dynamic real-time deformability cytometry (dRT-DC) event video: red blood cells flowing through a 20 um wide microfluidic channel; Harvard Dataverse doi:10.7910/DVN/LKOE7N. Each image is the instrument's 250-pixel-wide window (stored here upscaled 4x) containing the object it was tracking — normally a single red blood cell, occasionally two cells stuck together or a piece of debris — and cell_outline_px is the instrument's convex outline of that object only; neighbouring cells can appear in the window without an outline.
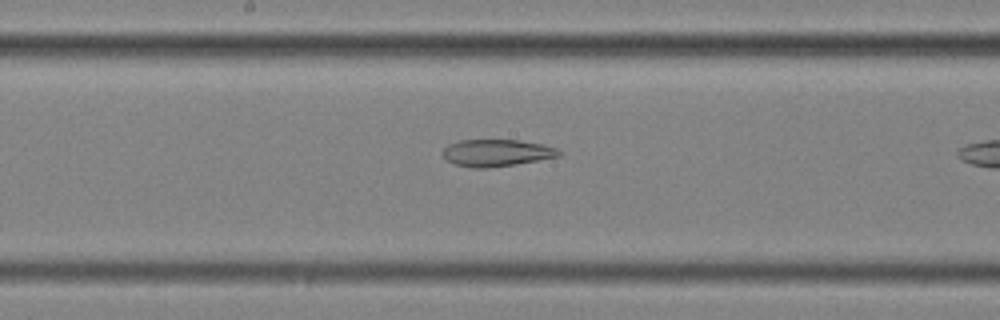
{"species": "common noctule bat (a hibernating species)", "species_latin": "Nyctalus noctula", "temperature_condition": "cold", "stored_images_in_passage": 43, "camera_frame_rate_fps": 3000, "um_per_image_px": 0.085, "animal": {"sex": "female", "body_mass_g": 25.1}, "frame": {"image": 1, "passage_image": 24, "time_ms": 7.667, "image_size_px": [1000, 320], "cell_outline_px": [[560, 156], [516, 164], [484, 168], [472, 168], [456, 164], [448, 160], [440, 152], [448, 144], [460, 140], [520, 140], [544, 144], [556, 148], [560, 152]], "centroid_in_image_um": [42.2, 12.98], "position_along_channel_um": 206.0, "area_um2": 18.21}}
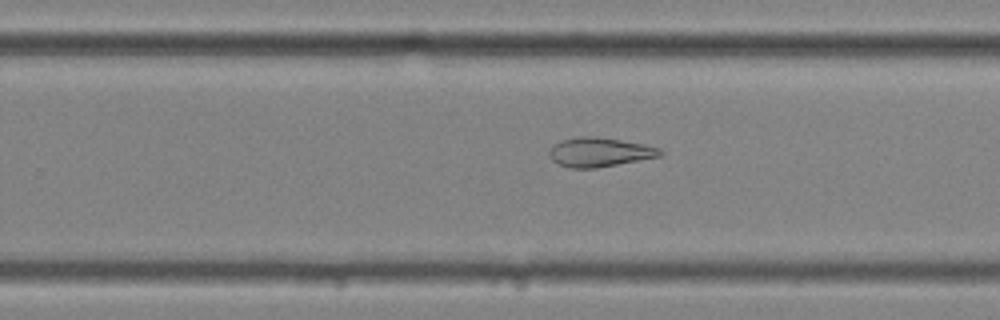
{"frame": {"image": 2, "passage_image": 30, "time_ms": 9.667, "image_size_px": [1000, 320], "cell_outline_px": [[664, 152], [660, 156], [596, 168], [572, 168], [560, 164], [552, 160], [548, 156], [548, 152], [552, 144], [564, 140], [580, 136], [592, 136], [620, 140], [644, 144], [660, 148]], "centroid_in_image_um": [50.94, 12.93], "position_along_channel_um": 278.9, "area_um2": 18.73}}
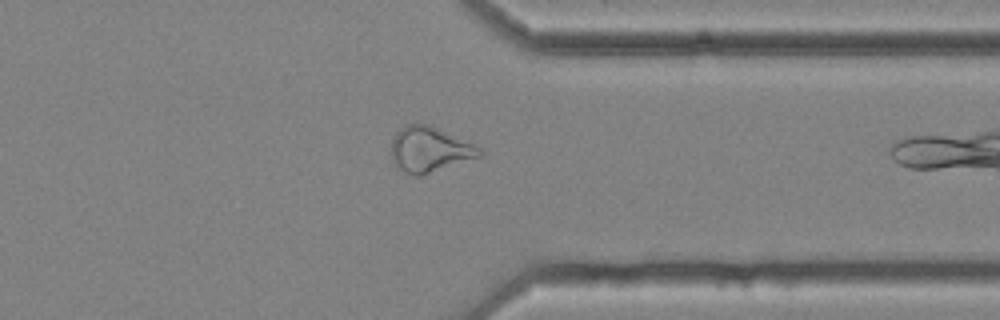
{"frame": {"image": 3, "passage_image": 38, "time_ms": 12.333, "image_size_px": [1000, 320], "cell_outline_px": [[484, 152], [480, 156], [420, 176], [412, 176], [396, 168], [392, 156], [392, 140], [396, 132], [400, 128], [408, 124], [428, 124], [472, 144], [480, 148]], "centroid_in_image_um": [36.47, 12.72], "position_along_channel_um": 374.9, "area_um2": 22.89}, "authors_computed_cell_mechanics": {"area_um2": 22.8888, "velocity_mm_per_s": 3.6541, "shape_relaxation_time_tau1_ms": null, "shape_relaxation_time_tau2_ms": 5.798, "deformation_change_tau1": null, "deformation_change_tau2": 0.1577}}